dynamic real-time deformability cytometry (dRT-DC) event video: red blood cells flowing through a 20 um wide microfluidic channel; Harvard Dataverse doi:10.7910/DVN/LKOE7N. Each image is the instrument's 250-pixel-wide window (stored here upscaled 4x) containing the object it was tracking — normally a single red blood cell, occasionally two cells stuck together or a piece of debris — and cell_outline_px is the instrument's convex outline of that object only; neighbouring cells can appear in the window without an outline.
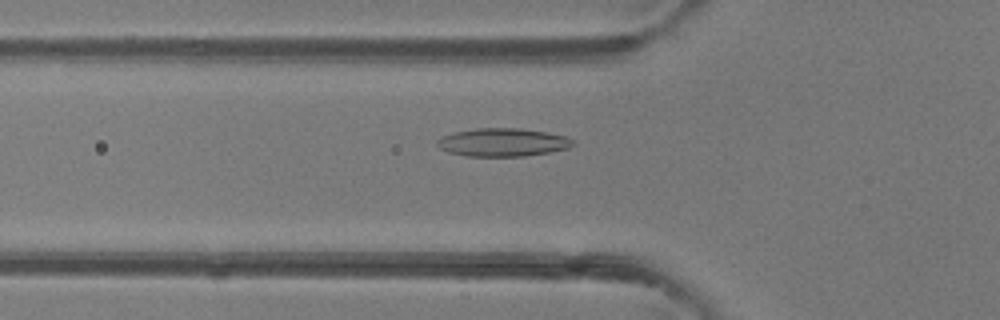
{"species": "common noctule bat (a hibernating species)", "species_latin": "Nyctalus noctula", "temperature_condition": "room temperature", "stored_images_in_passage": 37, "camera_frame_rate_fps": 3000, "um_per_image_px": 0.085, "animal": {"sex": "female"}, "frame": {"image": 1, "passage_image": 9, "time_ms": 2.667, "image_size_px": [1000, 320], "cell_outline_px": [[576, 144], [568, 148], [548, 152], [524, 156], [464, 156], [448, 152], [440, 148], [436, 144], [436, 140], [440, 136], [452, 132], [476, 128], [520, 128], [548, 132], [568, 136], [576, 140]], "centroid_in_image_um": [42.74, 12.09], "position_along_channel_um": 83.1, "area_um2": 22.66}}
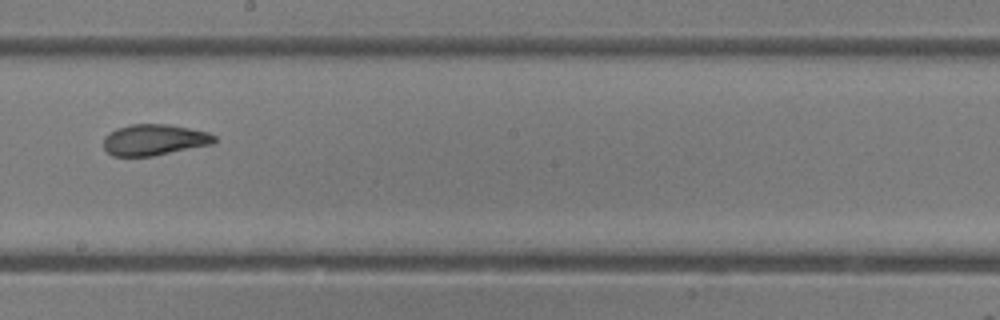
{"frame": {"image": 2, "passage_image": 20, "time_ms": 6.333, "image_size_px": [1000, 320], "cell_outline_px": [[216, 140], [212, 144], [152, 156], [112, 156], [104, 148], [104, 136], [108, 132], [116, 128], [132, 124], [168, 124], [208, 132], [216, 136]], "centroid_in_image_um": [13.08, 11.88], "position_along_channel_um": 235.1, "area_um2": 20.06}}
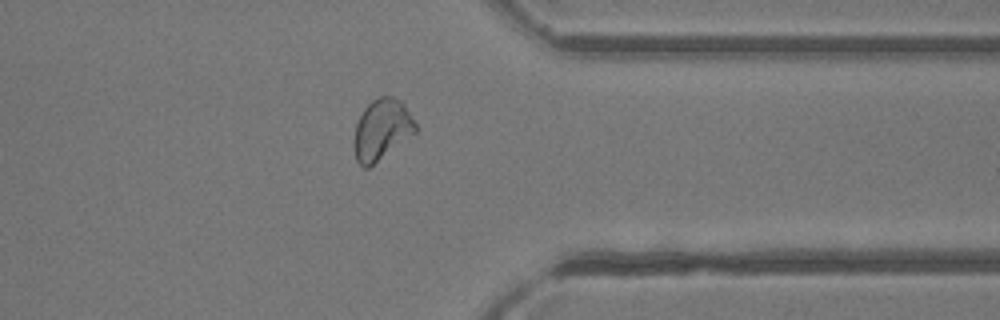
{"frame": {"image": 3, "passage_image": 31, "time_ms": 10.0, "image_size_px": [1000, 320], "cell_outline_px": [[416, 132], [368, 168], [364, 168], [356, 160], [352, 144], [352, 140], [356, 124], [364, 108], [372, 100], [380, 96], [392, 96], [400, 100], [404, 104], [416, 124]], "centroid_in_image_um": [32.41, 11.01], "position_along_channel_um": 379.0, "area_um2": 21.73}, "authors_computed_cell_mechanics": {"area_um2": 21.097, "velocity_mm_per_s": 4.1253, "shape_relaxation_time_tau1_ms": 4.3489, "shape_relaxation_time_tau2_ms": 1.2672, "deformation_change_tau1": 0.1333, "deformation_change_tau2": 0.068}}